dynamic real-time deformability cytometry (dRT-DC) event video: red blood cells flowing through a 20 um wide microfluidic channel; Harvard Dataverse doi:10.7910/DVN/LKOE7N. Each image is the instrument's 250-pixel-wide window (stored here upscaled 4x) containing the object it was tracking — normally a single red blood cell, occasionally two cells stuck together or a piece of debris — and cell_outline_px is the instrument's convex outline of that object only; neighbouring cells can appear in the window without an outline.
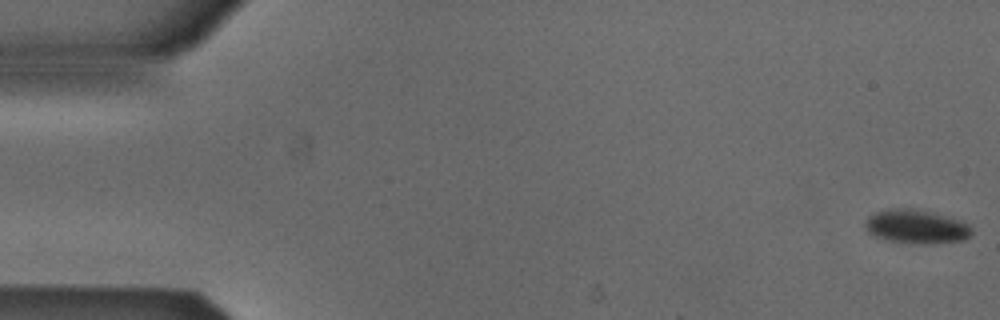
{"species": "Egyptian fruit bat (a non-hibernating species)", "species_latin": "Rousettus aegyptiacus", "temperature_condition": "cold", "stored_images_in_passage": 43, "camera_frame_rate_fps": 3000, "um_per_image_px": 0.085, "animal": {"sex": "male"}, "frame": {"image": 1, "passage_image": 1, "time_ms": 0.0, "image_size_px": [1000, 320], "cell_outline_px": [[972, 232], [964, 240], [924, 244], [920, 244], [888, 240], [876, 236], [868, 232], [864, 224], [868, 216], [876, 212], [896, 208], [912, 208], [960, 220], [968, 224], [972, 228]], "centroid_in_image_um": [77.88, 19.26], "position_along_channel_um": 7.1, "area_um2": 20.63}}
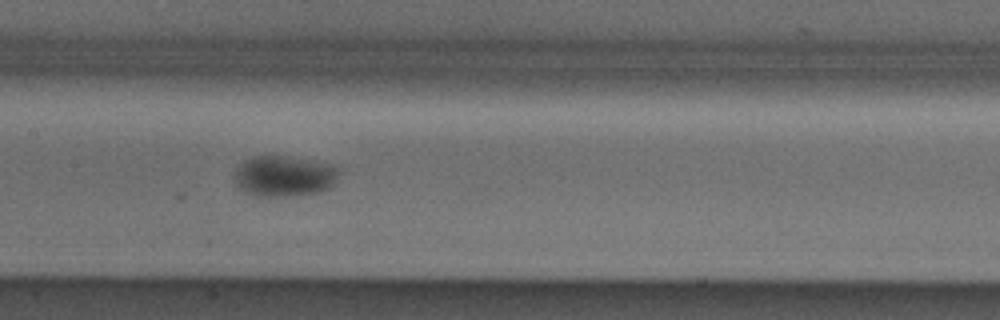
{"frame": {"image": 2, "passage_image": 26, "time_ms": 8.333, "image_size_px": [1000, 320], "cell_outline_px": [[336, 176], [332, 184], [328, 188], [320, 192], [292, 196], [256, 196], [244, 192], [236, 184], [236, 168], [244, 160], [256, 156], [280, 156], [324, 164], [336, 168]], "centroid_in_image_um": [24.06, 15.0], "position_along_channel_um": 183.3, "area_um2": 23.99}}
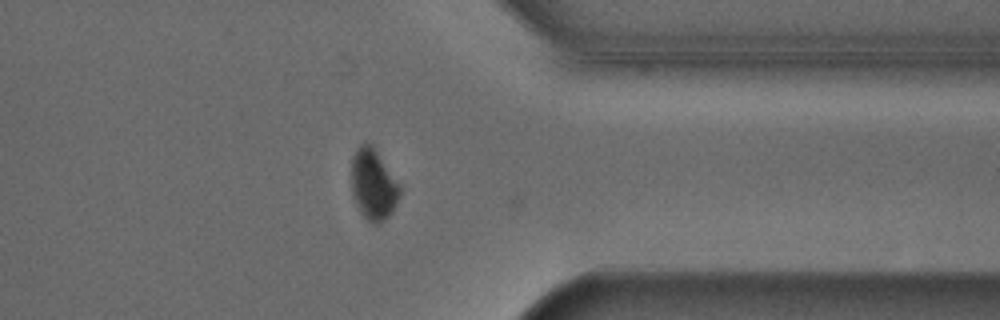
{"frame": {"image": 3, "passage_image": 42, "time_ms": 13.667, "image_size_px": [1000, 320], "cell_outline_px": [[400, 196], [392, 212], [380, 224], [372, 224], [360, 212], [356, 204], [352, 192], [352, 156], [356, 148], [360, 144], [372, 144], [400, 184]], "centroid_in_image_um": [31.74, 15.69], "position_along_channel_um": 379.7, "area_um2": 20.0}}